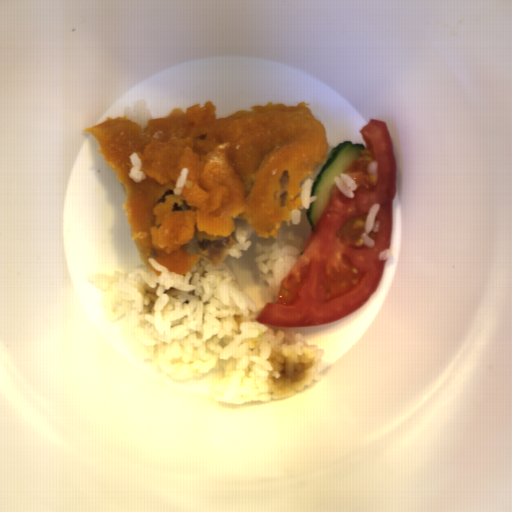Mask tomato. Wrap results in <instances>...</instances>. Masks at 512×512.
<instances>
[{
	"mask_svg": "<svg viewBox=\"0 0 512 512\" xmlns=\"http://www.w3.org/2000/svg\"><path fill=\"white\" fill-rule=\"evenodd\" d=\"M365 149L342 172L353 178L354 197L337 185L310 231L302 251L278 288L277 300L266 302L254 319L291 329L323 326L364 306L378 289L391 249L392 201L397 197V159L385 121L370 119L359 130ZM381 203L375 221L380 229L361 237L371 205Z\"/></svg>",
	"mask_w": 512,
	"mask_h": 512,
	"instance_id": "1",
	"label": "tomato"
}]
</instances>
